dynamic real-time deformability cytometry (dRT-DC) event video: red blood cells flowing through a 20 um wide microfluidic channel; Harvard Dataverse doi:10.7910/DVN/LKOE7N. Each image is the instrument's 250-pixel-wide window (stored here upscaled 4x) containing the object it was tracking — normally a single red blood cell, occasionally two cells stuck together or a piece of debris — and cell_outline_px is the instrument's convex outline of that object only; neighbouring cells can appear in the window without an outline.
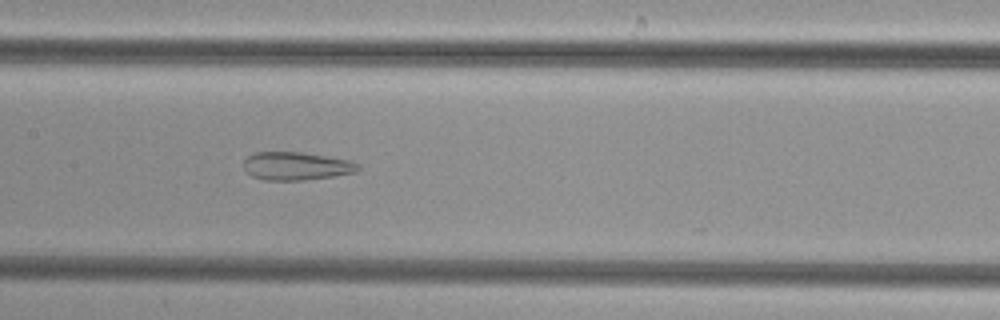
{"species": "common noctule bat (a hibernating species)", "species_latin": "Nyctalus noctula", "temperature_condition": "cold", "stored_images_in_passage": 45, "camera_frame_rate_fps": 3000, "um_per_image_px": 0.085, "animal": {"sex": "female", "body_mass_g": 29.2, "forearm_length_mm": 56.3}, "frame": {"image": 1, "passage_image": 25, "time_ms": 8.0, "image_size_px": [1000, 320], "cell_outline_px": [[360, 168], [356, 172], [336, 176], [304, 180], [264, 180], [252, 176], [244, 168], [244, 160], [248, 156], [256, 152], [300, 152], [352, 160], [360, 164]], "centroid_in_image_um": [25.23, 14.11], "position_along_channel_um": 182.2, "area_um2": 18.84}}
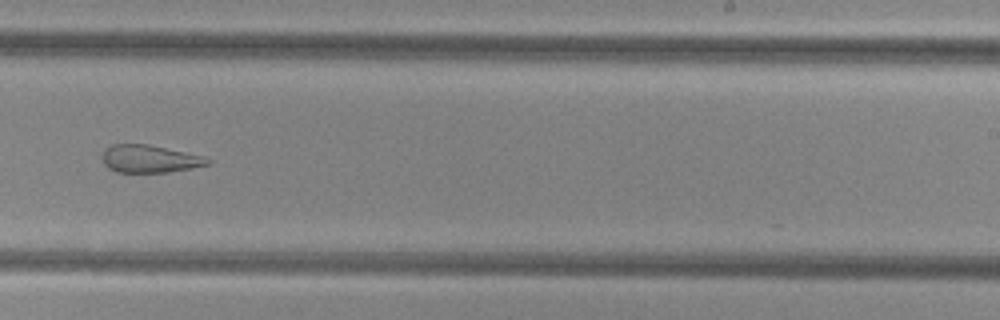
{"frame": {"image": 2, "passage_image": 32, "time_ms": 10.333, "image_size_px": [1000, 320], "cell_outline_px": [[212, 160], [208, 164], [192, 168], [168, 172], [116, 172], [108, 168], [104, 164], [104, 148], [112, 144], [148, 144], [204, 156]], "centroid_in_image_um": [12.72, 13.5], "position_along_channel_um": 276.3, "area_um2": 16.88}}
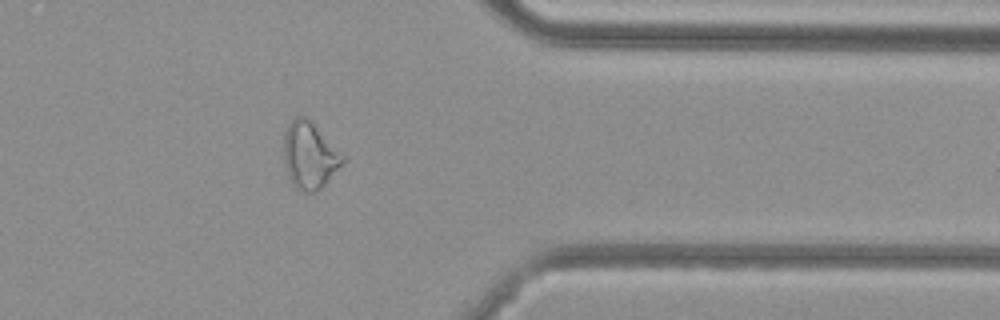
{"frame": {"image": 3, "passage_image": 41, "time_ms": 13.333, "image_size_px": [1000, 320], "cell_outline_px": [[344, 164], [316, 192], [304, 192], [296, 188], [292, 184], [288, 176], [284, 164], [284, 132], [288, 124], [296, 116], [308, 116], [344, 156]], "centroid_in_image_um": [26.3, 13.19], "position_along_channel_um": 385.1, "area_um2": 23.06}}